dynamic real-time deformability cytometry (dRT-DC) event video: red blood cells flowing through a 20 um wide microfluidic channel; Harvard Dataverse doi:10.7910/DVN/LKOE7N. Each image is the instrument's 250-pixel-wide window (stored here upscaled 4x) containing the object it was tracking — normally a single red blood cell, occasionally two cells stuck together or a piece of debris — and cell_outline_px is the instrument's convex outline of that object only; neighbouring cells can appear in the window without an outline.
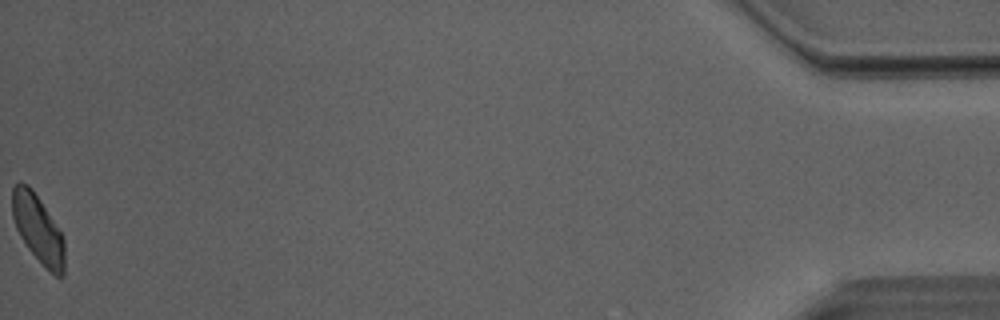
{"species": "Egyptian fruit bat (a non-hibernating species)", "species_latin": "Rousettus aegyptiacus", "temperature_condition": "room temperature", "stored_images_in_passage": 42, "camera_frame_rate_fps": 3000, "um_per_image_px": 0.085, "animal": {"sex": "male"}, "frame": {"image": 1, "passage_image": 42, "time_ms": 13.667, "image_size_px": [1000, 320], "cell_outline_px": [[64, 276], [56, 276], [28, 248], [20, 236], [16, 228], [12, 216], [12, 188], [20, 180], [28, 184], [32, 188], [64, 236]], "centroid_in_image_um": [3.22, 19.39], "position_along_channel_um": 432.0, "area_um2": 20.52}, "authors_computed_cell_mechanics": {"area_um2": 21.7039, "velocity_mm_per_s": 4.0267, "shape_relaxation_time_tau1_ms": 5.851, "shape_relaxation_time_tau2_ms": 4.4384, "deformation_change_tau1": 0.1297, "deformation_change_tau2": 0.1115}}